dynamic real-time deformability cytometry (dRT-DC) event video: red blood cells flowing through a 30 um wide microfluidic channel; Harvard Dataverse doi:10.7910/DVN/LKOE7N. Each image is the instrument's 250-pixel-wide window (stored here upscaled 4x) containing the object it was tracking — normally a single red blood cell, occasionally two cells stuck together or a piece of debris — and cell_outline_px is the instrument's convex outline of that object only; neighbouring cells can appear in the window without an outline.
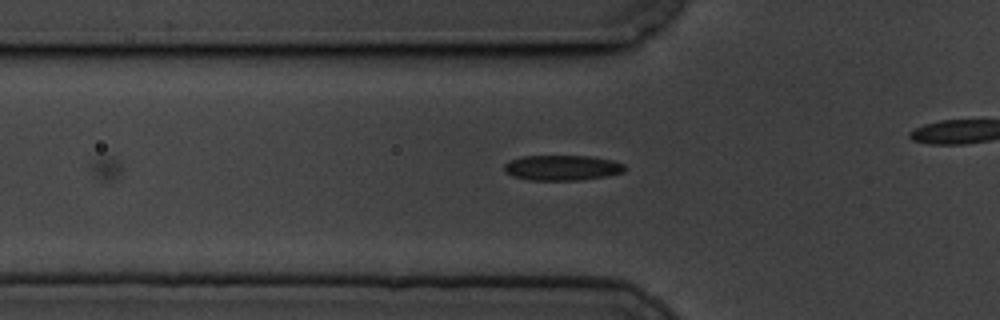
{"species": "common noctule bat (a hibernating species)", "species_latin": "Nyctalus noctula", "temperature_condition": "cold", "stored_images_in_passage": 8, "camera_frame_rate_fps": 3000, "um_per_image_px": 0.085, "animal": {"sex": "male", "body_mass_g": 19.5, "forearm_length_mm": 54.6}, "frame": {"image": 1, "passage_image": 3, "time_ms": 0.667, "image_size_px": [1000, 320], "cell_outline_px": [[628, 168], [624, 172], [608, 176], [580, 180], [528, 180], [512, 176], [504, 172], [504, 164], [508, 160], [520, 156], [592, 156], [612, 160], [624, 164]], "centroid_in_image_um": [47.78, 14.26], "position_along_channel_um": 78.0, "area_um2": 18.09}}
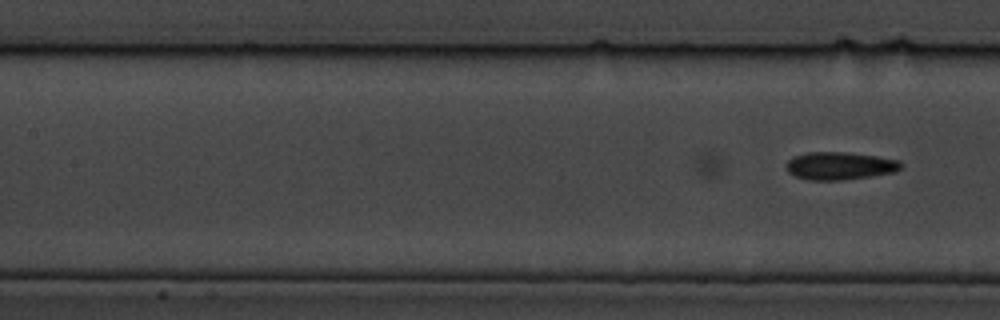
{"frame": {"image": 2, "passage_image": 8, "time_ms": 2.333, "image_size_px": [1000, 320], "cell_outline_px": [[904, 164], [896, 172], [872, 176], [844, 180], [808, 180], [796, 176], [788, 172], [788, 160], [796, 156], [808, 152], [844, 152], [876, 156], [900, 160]], "centroid_in_image_um": [71.44, 14.1], "position_along_channel_um": 136.0, "area_um2": 18.5}}